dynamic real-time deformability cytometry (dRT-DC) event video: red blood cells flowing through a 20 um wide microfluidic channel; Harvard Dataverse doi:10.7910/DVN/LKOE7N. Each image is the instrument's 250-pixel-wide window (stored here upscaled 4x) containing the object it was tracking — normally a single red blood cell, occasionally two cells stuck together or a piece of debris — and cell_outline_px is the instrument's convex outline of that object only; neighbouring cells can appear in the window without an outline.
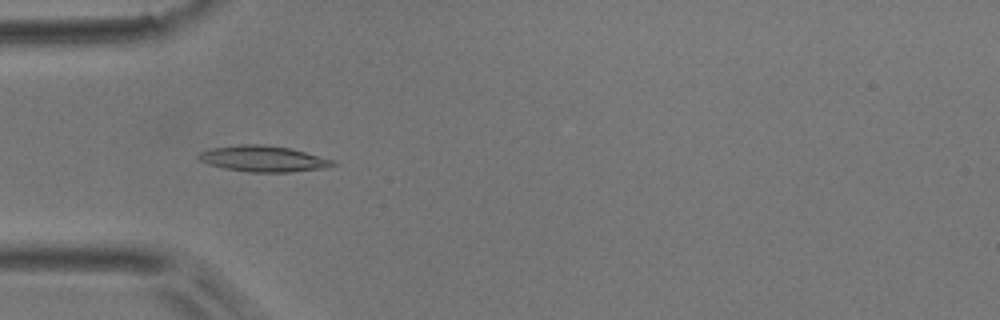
{"species": "common noctule bat (a hibernating species)", "species_latin": "Nyctalus noctula", "temperature_condition": "room temperature", "stored_images_in_passage": 44, "camera_frame_rate_fps": 3000, "um_per_image_px": 0.085, "animal": {"sex": "male", "body_mass_g": 17.9}, "frame": {"image": 1, "passage_image": 9, "time_ms": 2.667, "image_size_px": [1000, 320], "cell_outline_px": [[336, 164], [324, 168], [288, 172], [252, 172], [224, 168], [208, 164], [200, 160], [196, 156], [200, 152], [212, 148], [240, 144], [264, 144], [288, 148], [336, 160]], "centroid_in_image_um": [22.37, 13.49], "position_along_channel_um": 62.6, "area_um2": 20.17}}
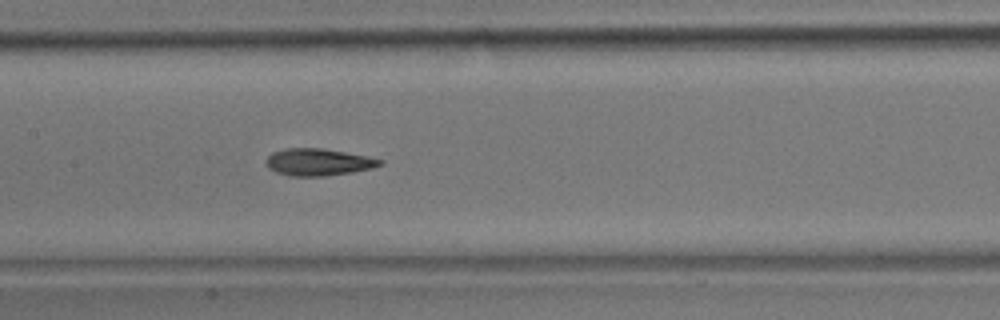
{"frame": {"image": 2, "passage_image": 18, "time_ms": 5.667, "image_size_px": [1000, 320], "cell_outline_px": [[384, 164], [372, 168], [352, 172], [324, 176], [288, 176], [276, 172], [268, 168], [264, 160], [272, 152], [284, 148], [324, 148], [384, 160]], "centroid_in_image_um": [27.01, 13.78], "position_along_channel_um": 180.4, "area_um2": 18.03}}
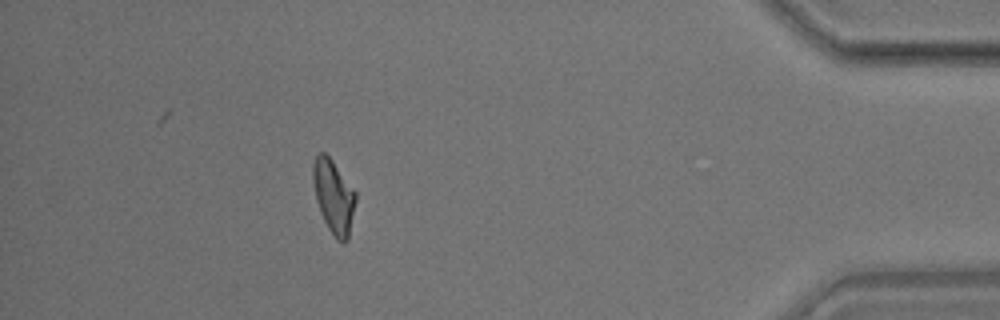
{"frame": {"image": 3, "passage_image": 39, "time_ms": 12.667, "image_size_px": [1000, 320], "cell_outline_px": [[356, 200], [348, 240], [344, 244], [336, 240], [328, 228], [320, 212], [316, 200], [312, 180], [312, 164], [316, 156], [320, 152], [324, 152], [332, 160], [356, 192]], "centroid_in_image_um": [28.35, 16.72], "position_along_channel_um": 406.8, "area_um2": 18.38}, "authors_computed_cell_mechanics": {"area_um2": 18.2937, "velocity_mm_per_s": 3.9529, "shape_relaxation_time_tau1_ms": 6.711, "shape_relaxation_time_tau2_ms": 2.8177, "deformation_change_tau1": 0.1879, "deformation_change_tau2": 0.1134}}